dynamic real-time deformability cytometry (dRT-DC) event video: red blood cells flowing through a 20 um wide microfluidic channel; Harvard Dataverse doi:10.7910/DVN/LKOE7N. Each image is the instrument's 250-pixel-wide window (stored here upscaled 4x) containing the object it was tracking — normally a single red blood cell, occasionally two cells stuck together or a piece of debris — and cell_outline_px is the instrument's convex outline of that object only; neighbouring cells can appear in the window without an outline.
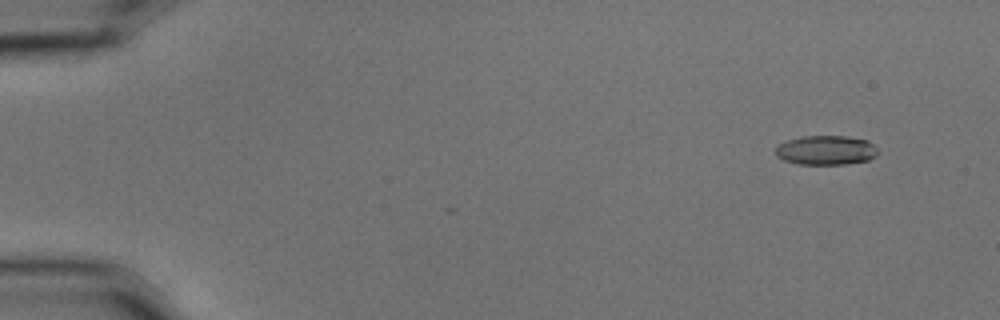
{"species": "common noctule bat (a hibernating species)", "species_latin": "Nyctalus noctula", "temperature_condition": "cold", "stored_images_in_passage": 6, "camera_frame_rate_fps": 3000, "um_per_image_px": 0.085, "animal": {"sex": "male", "body_mass_g": 15.6}, "frame": {"image": 1, "passage_image": 1, "time_ms": 0.0, "image_size_px": [1000, 320], "cell_outline_px": [[876, 156], [868, 160], [844, 164], [796, 164], [784, 160], [776, 156], [776, 148], [780, 144], [788, 140], [800, 136], [848, 136], [868, 140], [876, 148]], "centroid_in_image_um": [70.2, 12.76], "position_along_channel_um": 14.8, "area_um2": 17.46}}
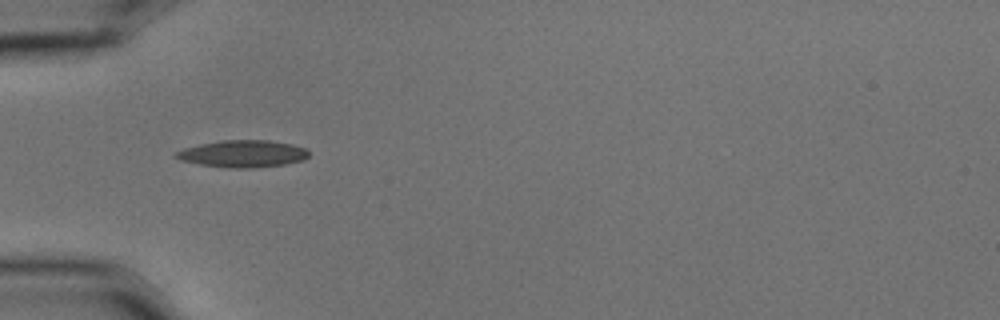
{"frame": {"image": 2, "passage_image": 5, "time_ms": 1.333, "image_size_px": [1000, 320], "cell_outline_px": [[308, 156], [304, 160], [284, 164], [252, 168], [236, 168], [200, 164], [180, 160], [172, 156], [176, 152], [184, 148], [200, 144], [220, 140], [268, 140], [292, 144], [304, 148], [308, 152]], "centroid_in_image_um": [20.62, 13.06], "position_along_channel_um": 64.4, "area_um2": 20.81}}
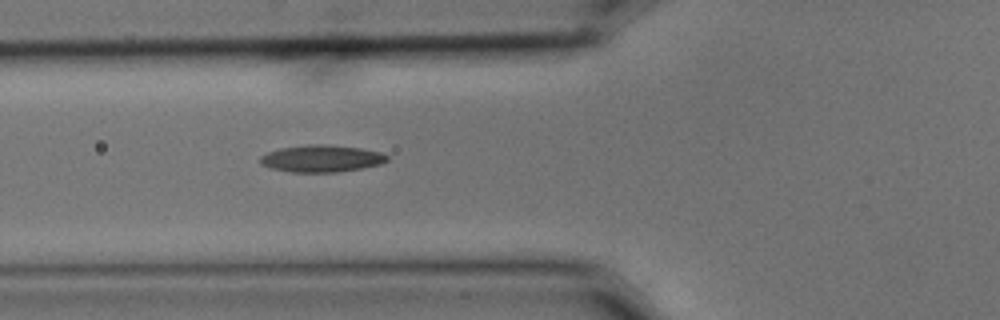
{"frame": {"image": 3, "passage_image": 6, "time_ms": 1.667, "image_size_px": [1000, 320], "cell_outline_px": [[388, 160], [380, 164], [340, 172], [292, 172], [272, 168], [260, 164], [260, 156], [268, 152], [280, 148], [308, 144], [328, 144], [360, 148], [380, 152], [388, 156]], "centroid_in_image_um": [27.32, 13.47], "position_along_channel_um": 98.5, "area_um2": 19.94}}